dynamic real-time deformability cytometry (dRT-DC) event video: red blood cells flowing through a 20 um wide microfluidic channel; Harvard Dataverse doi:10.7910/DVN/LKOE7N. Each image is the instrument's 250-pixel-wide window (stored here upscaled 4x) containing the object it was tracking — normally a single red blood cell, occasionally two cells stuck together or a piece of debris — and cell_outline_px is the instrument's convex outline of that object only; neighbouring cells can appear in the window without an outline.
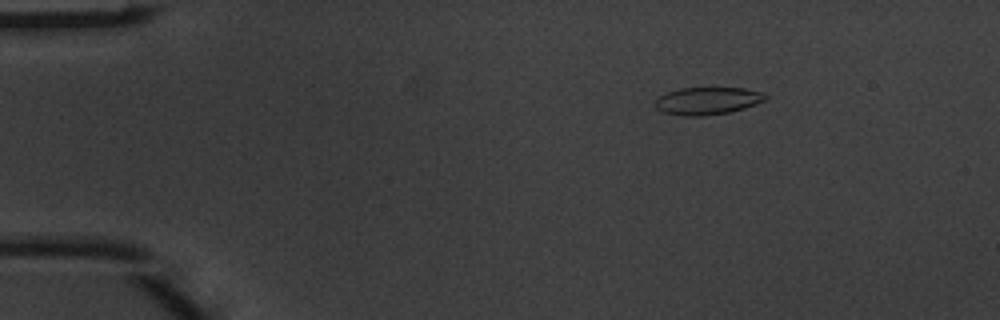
{"species": "common noctule bat (a hibernating species)", "species_latin": "Nyctalus noctula", "temperature_condition": "warm", "stored_images_in_passage": 5, "segment_of_instrument_passage": [1, 2], "camera_frame_rate_fps": 3000, "um_per_image_px": 0.085, "animal": {"sex": "male", "body_mass_g": 20.1, "forearm_length_mm": 53.5}, "frame": {"image": 1, "passage_image": 2, "time_ms": 0.333, "image_size_px": [1000, 320], "cell_outline_px": [[768, 96], [764, 100], [756, 104], [744, 108], [728, 112], [704, 116], [684, 116], [664, 112], [656, 108], [652, 104], [660, 96], [668, 92], [680, 88], [744, 88], [764, 92]], "centroid_in_image_um": [60.13, 8.57], "position_along_channel_um": 24.9, "area_um2": 17.63}}